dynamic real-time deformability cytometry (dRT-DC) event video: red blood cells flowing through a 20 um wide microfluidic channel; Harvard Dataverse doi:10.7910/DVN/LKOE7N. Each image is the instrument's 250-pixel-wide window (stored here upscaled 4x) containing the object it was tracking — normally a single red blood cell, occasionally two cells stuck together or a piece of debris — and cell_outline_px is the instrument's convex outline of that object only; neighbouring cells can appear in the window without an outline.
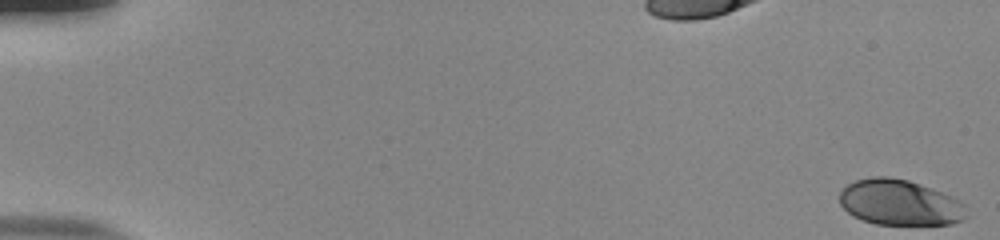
{"species": "human", "species_latin": "Homo sapiens", "temperature_condition": "room temperature", "stored_images_in_passage": 55, "camera_frame_rate_fps": 3000, "um_per_image_px": 0.085, "donor": {"sex": "male"}, "frame": {"image": 1, "passage_image": 1, "time_ms": 0.0, "image_size_px": [1000, 240], "cell_outline_px": [[968, 216], [964, 220], [952, 224], [876, 224], [852, 216], [840, 204], [840, 192], [848, 184], [856, 180], [872, 176], [888, 176], [908, 180], [932, 188], [952, 196], [960, 200], [964, 204]], "centroid_in_image_um": [76.51, 17.21], "position_along_channel_um": 8.5, "area_um2": 33.87}}
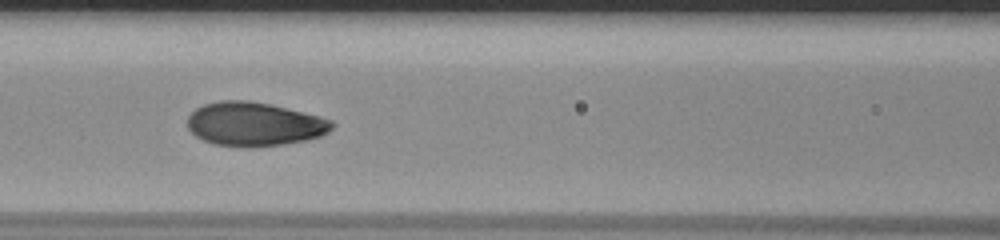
{"frame": {"image": 2, "passage_image": 26, "time_ms": 8.333, "image_size_px": [1000, 240], "cell_outline_px": [[336, 124], [328, 132], [320, 136], [308, 140], [284, 144], [256, 148], [244, 148], [216, 144], [204, 140], [196, 136], [188, 128], [188, 116], [196, 108], [204, 104], [220, 100], [248, 100], [272, 104], [320, 116], [332, 120]], "centroid_in_image_um": [21.65, 10.55], "position_along_channel_um": 145.0, "area_um2": 37.34}}
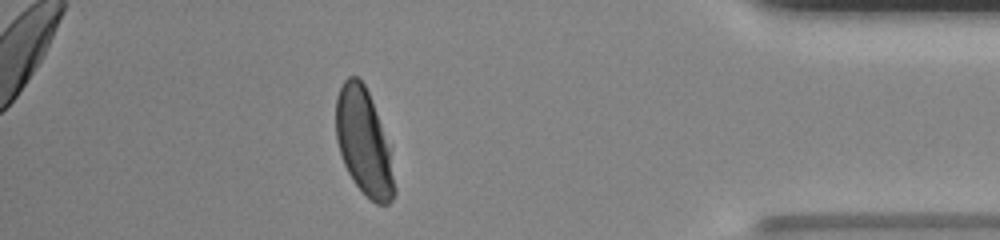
{"frame": {"image": 3, "passage_image": 49, "time_ms": 16.0, "image_size_px": [1000, 240], "cell_outline_px": [[396, 192], [392, 200], [388, 204], [376, 204], [352, 180], [344, 164], [336, 140], [336, 96], [344, 80], [348, 76], [356, 76], [364, 84], [368, 92], [376, 112], [388, 148], [396, 188]], "centroid_in_image_um": [30.9, 12.09], "position_along_channel_um": 404.3, "area_um2": 35.43}, "authors_computed_cell_mechanics": {"area_um2": 36.4718, "velocity_mm_per_s": 3.8298, "shape_relaxation_time_tau1_ms": 3.4157, "shape_relaxation_time_tau2_ms": null, "deformation_change_tau1": 0.1693, "deformation_change_tau2": null}}